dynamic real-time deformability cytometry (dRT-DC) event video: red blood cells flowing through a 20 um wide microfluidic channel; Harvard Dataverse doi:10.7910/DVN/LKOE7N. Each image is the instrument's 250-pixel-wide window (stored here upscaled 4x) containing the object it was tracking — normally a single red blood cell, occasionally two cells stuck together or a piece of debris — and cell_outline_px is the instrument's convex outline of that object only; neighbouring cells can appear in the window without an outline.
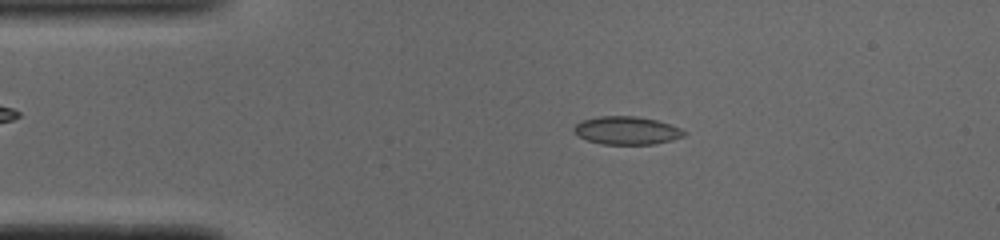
{"species": "common noctule bat (a hibernating species)", "species_latin": "Nyctalus noctula", "temperature_condition": "cold", "stored_images_in_passage": 51, "camera_frame_rate_fps": 3000, "um_per_image_px": 0.085, "animal": {"sex": "male", "body_mass_g": 19.0, "forearm_length_mm": 50.8}, "frame": {"image": 1, "passage_image": 10, "time_ms": 3.0, "image_size_px": [1000, 240], "cell_outline_px": [[688, 132], [684, 136], [672, 140], [652, 144], [604, 144], [588, 140], [580, 136], [572, 128], [580, 120], [600, 116], [636, 116], [656, 120], [680, 128]], "centroid_in_image_um": [53.28, 11.08], "position_along_channel_um": 31.7, "area_um2": 17.86}}
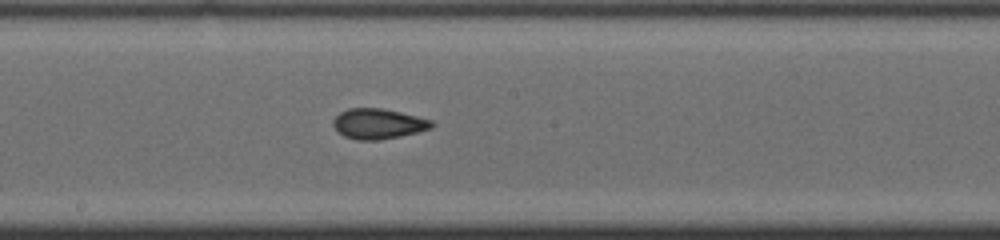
{"frame": {"image": 2, "passage_image": 27, "time_ms": 8.667, "image_size_px": [1000, 240], "cell_outline_px": [[436, 124], [432, 128], [400, 136], [380, 140], [356, 140], [344, 136], [336, 132], [332, 124], [332, 120], [340, 112], [348, 108], [380, 108], [400, 112], [432, 120]], "centroid_in_image_um": [32.12, 10.52], "position_along_channel_um": 216.1, "area_um2": 17.51}}
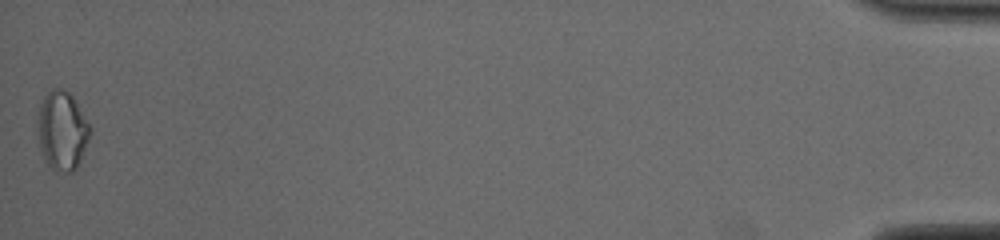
{"frame": {"image": 3, "passage_image": 51, "time_ms": 16.667, "image_size_px": [1000, 240], "cell_outline_px": [[92, 132], [80, 160], [76, 168], [72, 172], [56, 172], [48, 164], [40, 148], [40, 104], [44, 96], [52, 88], [60, 88], [68, 92], [72, 96], [92, 128]], "centroid_in_image_um": [5.33, 11.11], "position_along_channel_um": 429.9, "area_um2": 23.52}, "authors_computed_cell_mechanics": {"area_um2": 17.5134, "velocity_mm_per_s": 3.913, "shape_relaxation_time_tau1_ms": 9.2387, "shape_relaxation_time_tau2_ms": 1.8114, "deformation_change_tau1": 0.1624, "deformation_change_tau2": 0.0694}}